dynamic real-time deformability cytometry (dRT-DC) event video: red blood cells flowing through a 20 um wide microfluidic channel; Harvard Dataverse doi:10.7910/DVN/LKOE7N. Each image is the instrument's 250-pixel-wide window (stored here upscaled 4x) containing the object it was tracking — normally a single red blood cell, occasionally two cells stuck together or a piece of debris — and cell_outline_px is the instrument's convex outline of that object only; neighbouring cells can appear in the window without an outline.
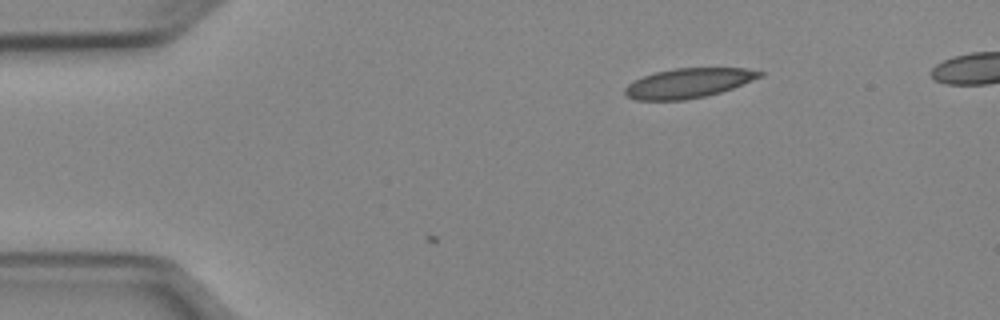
{"species": "Egyptian fruit bat (a non-hibernating species)", "species_latin": "Rousettus aegyptiacus", "temperature_condition": "cold", "stored_images_in_passage": 4, "camera_frame_rate_fps": 3000, "um_per_image_px": 0.085, "animal": {"sex": "female"}, "frame": {"image": 1, "passage_image": 4, "time_ms": 1.0, "image_size_px": [1000, 320], "cell_outline_px": [[764, 76], [732, 88], [720, 92], [704, 96], [684, 100], [636, 100], [624, 96], [624, 88], [628, 84], [644, 76], [656, 72], [676, 68], [744, 68], [764, 72]], "centroid_in_image_um": [58.51, 7.06], "position_along_channel_um": 26.5, "area_um2": 23.18}}